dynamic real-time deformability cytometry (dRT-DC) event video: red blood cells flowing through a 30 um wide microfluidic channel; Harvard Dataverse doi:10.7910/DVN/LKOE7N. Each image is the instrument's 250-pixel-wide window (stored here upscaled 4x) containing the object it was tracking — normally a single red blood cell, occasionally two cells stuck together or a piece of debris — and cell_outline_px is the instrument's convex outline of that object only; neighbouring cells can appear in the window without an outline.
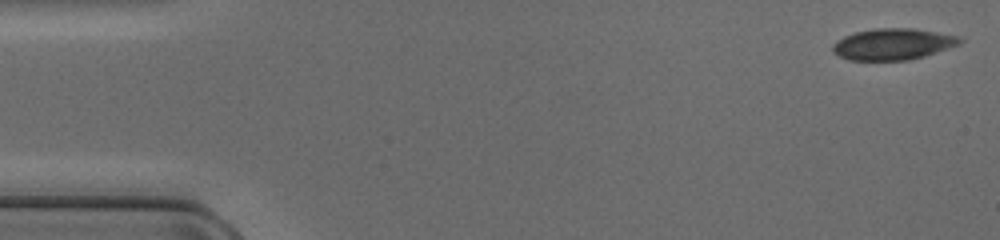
{"species": "common noctule bat (a hibernating species)", "species_latin": "Nyctalus noctula", "temperature_condition": "cold", "stored_images_in_passage": 43, "camera_frame_rate_fps": 3000, "um_per_image_px": 0.085, "animal": {"sex": "female", "body_mass_g": 17.0, "forearm_length_mm": 48.0}, "frame": {"image": 1, "passage_image": 1, "time_ms": 0.0, "image_size_px": [1000, 240], "cell_outline_px": [[964, 40], [960, 44], [924, 56], [908, 60], [848, 60], [832, 52], [832, 44], [836, 40], [844, 36], [856, 32], [872, 28], [912, 28], [964, 36]], "centroid_in_image_um": [75.92, 3.74], "position_along_channel_um": 9.1, "area_um2": 23.47}}
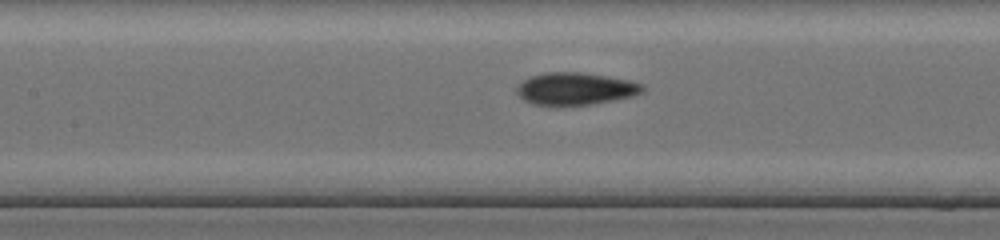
{"frame": {"image": 2, "passage_image": 21, "time_ms": 6.667, "image_size_px": [1000, 240], "cell_outline_px": [[644, 92], [632, 96], [592, 104], [532, 104], [524, 100], [516, 92], [516, 84], [528, 76], [544, 72], [580, 72], [608, 76], [628, 80], [644, 84]], "centroid_in_image_um": [48.88, 7.51], "position_along_channel_um": 158.5, "area_um2": 23.64}}
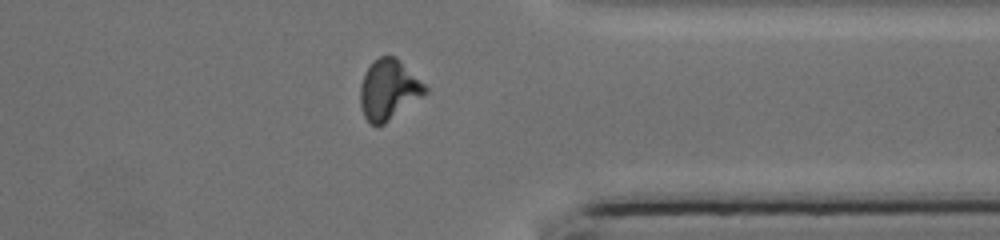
{"frame": {"image": 3, "passage_image": 37, "time_ms": 12.0, "image_size_px": [1000, 240], "cell_outline_px": [[428, 92], [424, 96], [384, 124], [372, 124], [364, 116], [360, 104], [360, 84], [364, 72], [380, 56], [396, 56], [428, 88]], "centroid_in_image_um": [33.04, 7.62], "position_along_channel_um": 378.4, "area_um2": 22.6}}